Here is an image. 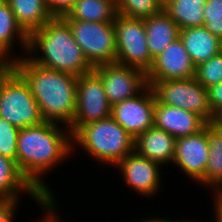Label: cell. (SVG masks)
<instances>
[{
	"label": "cell",
	"instance_id": "cell-1",
	"mask_svg": "<svg viewBox=\"0 0 222 222\" xmlns=\"http://www.w3.org/2000/svg\"><path fill=\"white\" fill-rule=\"evenodd\" d=\"M72 145L70 129L61 130L56 122L44 121L40 125L19 130L16 165L21 174L46 200L55 199L51 188L44 184L40 176L49 172V169L58 165L65 157L68 158L71 150H74Z\"/></svg>",
	"mask_w": 222,
	"mask_h": 222
},
{
	"label": "cell",
	"instance_id": "cell-29",
	"mask_svg": "<svg viewBox=\"0 0 222 222\" xmlns=\"http://www.w3.org/2000/svg\"><path fill=\"white\" fill-rule=\"evenodd\" d=\"M48 10L54 17H62L73 7L77 0H45Z\"/></svg>",
	"mask_w": 222,
	"mask_h": 222
},
{
	"label": "cell",
	"instance_id": "cell-9",
	"mask_svg": "<svg viewBox=\"0 0 222 222\" xmlns=\"http://www.w3.org/2000/svg\"><path fill=\"white\" fill-rule=\"evenodd\" d=\"M102 80L94 72L78 76L76 88V110L71 125L73 135L81 126L111 116Z\"/></svg>",
	"mask_w": 222,
	"mask_h": 222
},
{
	"label": "cell",
	"instance_id": "cell-31",
	"mask_svg": "<svg viewBox=\"0 0 222 222\" xmlns=\"http://www.w3.org/2000/svg\"><path fill=\"white\" fill-rule=\"evenodd\" d=\"M207 90L209 106L214 115L218 110L222 109V82Z\"/></svg>",
	"mask_w": 222,
	"mask_h": 222
},
{
	"label": "cell",
	"instance_id": "cell-4",
	"mask_svg": "<svg viewBox=\"0 0 222 222\" xmlns=\"http://www.w3.org/2000/svg\"><path fill=\"white\" fill-rule=\"evenodd\" d=\"M135 139L112 116L81 126L72 143L80 145L98 161L117 165L134 151Z\"/></svg>",
	"mask_w": 222,
	"mask_h": 222
},
{
	"label": "cell",
	"instance_id": "cell-2",
	"mask_svg": "<svg viewBox=\"0 0 222 222\" xmlns=\"http://www.w3.org/2000/svg\"><path fill=\"white\" fill-rule=\"evenodd\" d=\"M10 65L28 83L44 120L68 128L75 116L78 76L35 64L28 57L13 58Z\"/></svg>",
	"mask_w": 222,
	"mask_h": 222
},
{
	"label": "cell",
	"instance_id": "cell-14",
	"mask_svg": "<svg viewBox=\"0 0 222 222\" xmlns=\"http://www.w3.org/2000/svg\"><path fill=\"white\" fill-rule=\"evenodd\" d=\"M161 165L139 155L135 150L115 167L123 173L124 182L141 195H153L160 188Z\"/></svg>",
	"mask_w": 222,
	"mask_h": 222
},
{
	"label": "cell",
	"instance_id": "cell-16",
	"mask_svg": "<svg viewBox=\"0 0 222 222\" xmlns=\"http://www.w3.org/2000/svg\"><path fill=\"white\" fill-rule=\"evenodd\" d=\"M175 142V137L152 126L135 139L134 150L139 155L163 165L170 161L173 163Z\"/></svg>",
	"mask_w": 222,
	"mask_h": 222
},
{
	"label": "cell",
	"instance_id": "cell-6",
	"mask_svg": "<svg viewBox=\"0 0 222 222\" xmlns=\"http://www.w3.org/2000/svg\"><path fill=\"white\" fill-rule=\"evenodd\" d=\"M147 83L159 103L193 112L206 123L213 120L208 90L195 77Z\"/></svg>",
	"mask_w": 222,
	"mask_h": 222
},
{
	"label": "cell",
	"instance_id": "cell-21",
	"mask_svg": "<svg viewBox=\"0 0 222 222\" xmlns=\"http://www.w3.org/2000/svg\"><path fill=\"white\" fill-rule=\"evenodd\" d=\"M16 37L20 41L18 43L23 45V50L27 52L29 36L17 23L7 1L0 0V65H8L12 62V58L8 59V55Z\"/></svg>",
	"mask_w": 222,
	"mask_h": 222
},
{
	"label": "cell",
	"instance_id": "cell-32",
	"mask_svg": "<svg viewBox=\"0 0 222 222\" xmlns=\"http://www.w3.org/2000/svg\"><path fill=\"white\" fill-rule=\"evenodd\" d=\"M54 202H55L54 200H46L42 204L43 209H45L48 212V214H45L47 218L44 216V219L43 220L41 219V221L39 220L38 222H64L60 221V219H58V217L55 215L56 204Z\"/></svg>",
	"mask_w": 222,
	"mask_h": 222
},
{
	"label": "cell",
	"instance_id": "cell-22",
	"mask_svg": "<svg viewBox=\"0 0 222 222\" xmlns=\"http://www.w3.org/2000/svg\"><path fill=\"white\" fill-rule=\"evenodd\" d=\"M209 159L204 176L198 181L205 186H214L218 197L222 193V131L207 123ZM217 186V187H216Z\"/></svg>",
	"mask_w": 222,
	"mask_h": 222
},
{
	"label": "cell",
	"instance_id": "cell-26",
	"mask_svg": "<svg viewBox=\"0 0 222 222\" xmlns=\"http://www.w3.org/2000/svg\"><path fill=\"white\" fill-rule=\"evenodd\" d=\"M196 80L206 89L222 82V51L196 67Z\"/></svg>",
	"mask_w": 222,
	"mask_h": 222
},
{
	"label": "cell",
	"instance_id": "cell-33",
	"mask_svg": "<svg viewBox=\"0 0 222 222\" xmlns=\"http://www.w3.org/2000/svg\"><path fill=\"white\" fill-rule=\"evenodd\" d=\"M211 124H213L217 129L222 131V109L218 110L213 115V120L211 121Z\"/></svg>",
	"mask_w": 222,
	"mask_h": 222
},
{
	"label": "cell",
	"instance_id": "cell-10",
	"mask_svg": "<svg viewBox=\"0 0 222 222\" xmlns=\"http://www.w3.org/2000/svg\"><path fill=\"white\" fill-rule=\"evenodd\" d=\"M93 71L102 80L111 106L139 95L148 86L145 72L116 62L98 65Z\"/></svg>",
	"mask_w": 222,
	"mask_h": 222
},
{
	"label": "cell",
	"instance_id": "cell-17",
	"mask_svg": "<svg viewBox=\"0 0 222 222\" xmlns=\"http://www.w3.org/2000/svg\"><path fill=\"white\" fill-rule=\"evenodd\" d=\"M179 38L196 67L222 51V41L204 25L180 29Z\"/></svg>",
	"mask_w": 222,
	"mask_h": 222
},
{
	"label": "cell",
	"instance_id": "cell-20",
	"mask_svg": "<svg viewBox=\"0 0 222 222\" xmlns=\"http://www.w3.org/2000/svg\"><path fill=\"white\" fill-rule=\"evenodd\" d=\"M22 30L30 36L54 16L45 0H6Z\"/></svg>",
	"mask_w": 222,
	"mask_h": 222
},
{
	"label": "cell",
	"instance_id": "cell-8",
	"mask_svg": "<svg viewBox=\"0 0 222 222\" xmlns=\"http://www.w3.org/2000/svg\"><path fill=\"white\" fill-rule=\"evenodd\" d=\"M116 63L137 68L147 74L153 64L147 42L144 19L116 15Z\"/></svg>",
	"mask_w": 222,
	"mask_h": 222
},
{
	"label": "cell",
	"instance_id": "cell-11",
	"mask_svg": "<svg viewBox=\"0 0 222 222\" xmlns=\"http://www.w3.org/2000/svg\"><path fill=\"white\" fill-rule=\"evenodd\" d=\"M155 95L148 85L143 93L112 106L113 119L134 139L154 126Z\"/></svg>",
	"mask_w": 222,
	"mask_h": 222
},
{
	"label": "cell",
	"instance_id": "cell-27",
	"mask_svg": "<svg viewBox=\"0 0 222 222\" xmlns=\"http://www.w3.org/2000/svg\"><path fill=\"white\" fill-rule=\"evenodd\" d=\"M19 128L0 117V155L16 162Z\"/></svg>",
	"mask_w": 222,
	"mask_h": 222
},
{
	"label": "cell",
	"instance_id": "cell-19",
	"mask_svg": "<svg viewBox=\"0 0 222 222\" xmlns=\"http://www.w3.org/2000/svg\"><path fill=\"white\" fill-rule=\"evenodd\" d=\"M20 191L31 195L42 205L46 199L21 174L16 162L0 155V198L18 200Z\"/></svg>",
	"mask_w": 222,
	"mask_h": 222
},
{
	"label": "cell",
	"instance_id": "cell-25",
	"mask_svg": "<svg viewBox=\"0 0 222 222\" xmlns=\"http://www.w3.org/2000/svg\"><path fill=\"white\" fill-rule=\"evenodd\" d=\"M117 14L145 19L163 10V0H117Z\"/></svg>",
	"mask_w": 222,
	"mask_h": 222
},
{
	"label": "cell",
	"instance_id": "cell-18",
	"mask_svg": "<svg viewBox=\"0 0 222 222\" xmlns=\"http://www.w3.org/2000/svg\"><path fill=\"white\" fill-rule=\"evenodd\" d=\"M144 24L148 50L153 59L179 37L180 28L163 10L145 18Z\"/></svg>",
	"mask_w": 222,
	"mask_h": 222
},
{
	"label": "cell",
	"instance_id": "cell-23",
	"mask_svg": "<svg viewBox=\"0 0 222 222\" xmlns=\"http://www.w3.org/2000/svg\"><path fill=\"white\" fill-rule=\"evenodd\" d=\"M116 15V0H77L62 18L87 22H114Z\"/></svg>",
	"mask_w": 222,
	"mask_h": 222
},
{
	"label": "cell",
	"instance_id": "cell-15",
	"mask_svg": "<svg viewBox=\"0 0 222 222\" xmlns=\"http://www.w3.org/2000/svg\"><path fill=\"white\" fill-rule=\"evenodd\" d=\"M207 123L197 114L159 103L155 98L154 126L169 133L176 139L193 135Z\"/></svg>",
	"mask_w": 222,
	"mask_h": 222
},
{
	"label": "cell",
	"instance_id": "cell-30",
	"mask_svg": "<svg viewBox=\"0 0 222 222\" xmlns=\"http://www.w3.org/2000/svg\"><path fill=\"white\" fill-rule=\"evenodd\" d=\"M17 199L0 198V222H12L16 210Z\"/></svg>",
	"mask_w": 222,
	"mask_h": 222
},
{
	"label": "cell",
	"instance_id": "cell-35",
	"mask_svg": "<svg viewBox=\"0 0 222 222\" xmlns=\"http://www.w3.org/2000/svg\"><path fill=\"white\" fill-rule=\"evenodd\" d=\"M148 222H178V221H168V220H166V219H158V218H155V219H148ZM180 222V221H179ZM181 222H184V221H181ZM185 222H188V221H185Z\"/></svg>",
	"mask_w": 222,
	"mask_h": 222
},
{
	"label": "cell",
	"instance_id": "cell-24",
	"mask_svg": "<svg viewBox=\"0 0 222 222\" xmlns=\"http://www.w3.org/2000/svg\"><path fill=\"white\" fill-rule=\"evenodd\" d=\"M206 0H163V11L180 29L204 25Z\"/></svg>",
	"mask_w": 222,
	"mask_h": 222
},
{
	"label": "cell",
	"instance_id": "cell-28",
	"mask_svg": "<svg viewBox=\"0 0 222 222\" xmlns=\"http://www.w3.org/2000/svg\"><path fill=\"white\" fill-rule=\"evenodd\" d=\"M204 27L222 41V0H206Z\"/></svg>",
	"mask_w": 222,
	"mask_h": 222
},
{
	"label": "cell",
	"instance_id": "cell-3",
	"mask_svg": "<svg viewBox=\"0 0 222 222\" xmlns=\"http://www.w3.org/2000/svg\"><path fill=\"white\" fill-rule=\"evenodd\" d=\"M36 49L42 56L28 57L35 64L76 76L93 71L62 17H54L29 36L27 52Z\"/></svg>",
	"mask_w": 222,
	"mask_h": 222
},
{
	"label": "cell",
	"instance_id": "cell-7",
	"mask_svg": "<svg viewBox=\"0 0 222 222\" xmlns=\"http://www.w3.org/2000/svg\"><path fill=\"white\" fill-rule=\"evenodd\" d=\"M65 21L71 27L75 41L93 68L116 62L114 22Z\"/></svg>",
	"mask_w": 222,
	"mask_h": 222
},
{
	"label": "cell",
	"instance_id": "cell-5",
	"mask_svg": "<svg viewBox=\"0 0 222 222\" xmlns=\"http://www.w3.org/2000/svg\"><path fill=\"white\" fill-rule=\"evenodd\" d=\"M0 117L21 129L45 120L25 79L10 65H0Z\"/></svg>",
	"mask_w": 222,
	"mask_h": 222
},
{
	"label": "cell",
	"instance_id": "cell-34",
	"mask_svg": "<svg viewBox=\"0 0 222 222\" xmlns=\"http://www.w3.org/2000/svg\"><path fill=\"white\" fill-rule=\"evenodd\" d=\"M216 210V214H215V217H216V222H222V205L216 200L215 202V208Z\"/></svg>",
	"mask_w": 222,
	"mask_h": 222
},
{
	"label": "cell",
	"instance_id": "cell-12",
	"mask_svg": "<svg viewBox=\"0 0 222 222\" xmlns=\"http://www.w3.org/2000/svg\"><path fill=\"white\" fill-rule=\"evenodd\" d=\"M196 66L178 37L153 60L147 72V82L194 78Z\"/></svg>",
	"mask_w": 222,
	"mask_h": 222
},
{
	"label": "cell",
	"instance_id": "cell-13",
	"mask_svg": "<svg viewBox=\"0 0 222 222\" xmlns=\"http://www.w3.org/2000/svg\"><path fill=\"white\" fill-rule=\"evenodd\" d=\"M208 157L207 124L196 134L176 139L173 162L193 180L204 176Z\"/></svg>",
	"mask_w": 222,
	"mask_h": 222
}]
</instances>
